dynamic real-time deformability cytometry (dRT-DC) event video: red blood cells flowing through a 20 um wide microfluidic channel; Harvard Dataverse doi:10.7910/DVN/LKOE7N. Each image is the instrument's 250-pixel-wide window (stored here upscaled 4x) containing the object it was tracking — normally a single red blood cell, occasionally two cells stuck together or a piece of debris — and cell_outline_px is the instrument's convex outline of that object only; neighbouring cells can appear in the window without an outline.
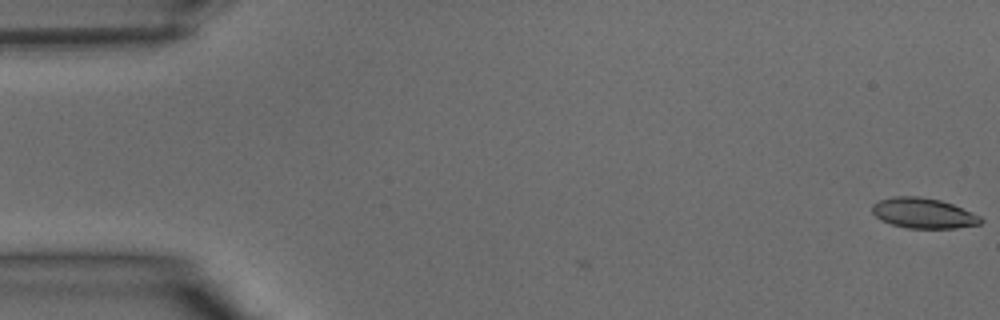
{"species": "common noctule bat (a hibernating species)", "species_latin": "Nyctalus noctula", "temperature_condition": "warm", "stored_images_in_passage": 4, "camera_frame_rate_fps": 3000, "um_per_image_px": 0.085, "animal": {"sex": "male", "body_mass_g": 15.6}, "frame": {"image": 1, "passage_image": 4, "time_ms": 1.0, "image_size_px": [1000, 320], "cell_outline_px": [[984, 220], [980, 224], [956, 228], [908, 228], [892, 224], [880, 220], [872, 212], [872, 204], [880, 200], [892, 196], [920, 196], [940, 200], [952, 204], [980, 216]], "centroid_in_image_um": [78.47, 18.11], "position_along_channel_um": 6.5, "area_um2": 19.13}}